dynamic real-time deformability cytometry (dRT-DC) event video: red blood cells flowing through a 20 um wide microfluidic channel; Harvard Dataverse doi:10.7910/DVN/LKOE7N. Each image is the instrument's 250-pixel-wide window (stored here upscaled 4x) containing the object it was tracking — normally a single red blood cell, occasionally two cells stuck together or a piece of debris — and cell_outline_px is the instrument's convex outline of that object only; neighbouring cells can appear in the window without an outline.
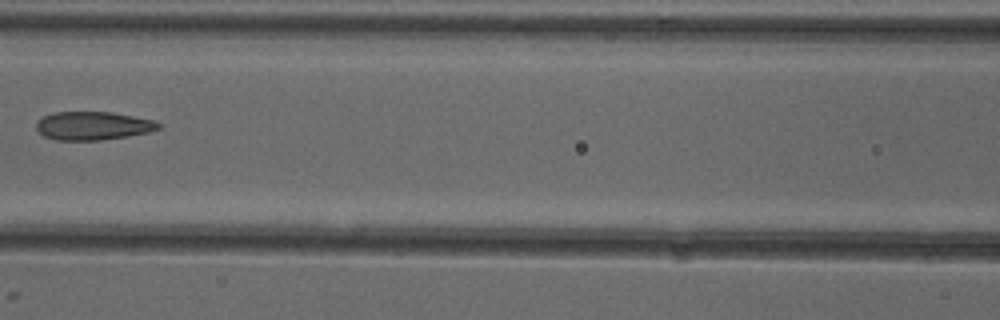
{"species": "common noctule bat (a hibernating species)", "species_latin": "Nyctalus noctula", "temperature_condition": "cold", "stored_images_in_passage": 8, "camera_frame_rate_fps": 3000, "um_per_image_px": 0.085, "animal": {"sex": "female"}, "frame": {"image": 1, "passage_image": 6, "time_ms": 6.0, "image_size_px": [1000, 320], "cell_outline_px": [[160, 128], [152, 132], [128, 136], [100, 140], [56, 140], [44, 136], [36, 128], [36, 120], [52, 112], [112, 112], [152, 120], [160, 124]], "centroid_in_image_um": [7.89, 10.69], "position_along_channel_um": 158.7, "area_um2": 20.23}}
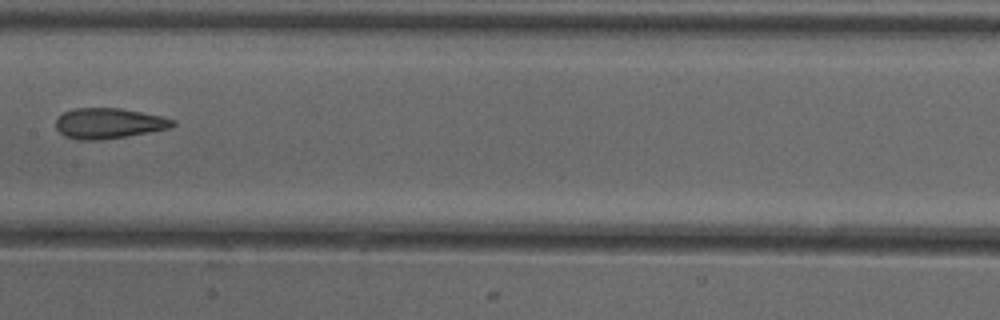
{"frame": {"image": 2, "passage_image": 7, "time_ms": 7.0, "image_size_px": [1000, 320], "cell_outline_px": [[176, 124], [168, 128], [148, 132], [100, 140], [80, 140], [64, 136], [56, 128], [56, 120], [64, 112], [76, 108], [120, 108], [160, 116], [176, 120]], "centroid_in_image_um": [9.22, 10.48], "position_along_channel_um": 198.2, "area_um2": 20.46}}
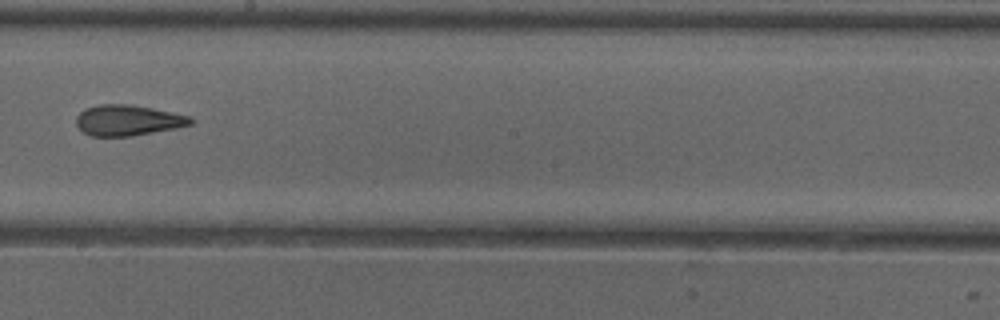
{"frame": {"image": 3, "passage_image": 8, "time_ms": 8.0, "image_size_px": [1000, 320], "cell_outline_px": [[196, 120], [192, 124], [176, 128], [132, 136], [88, 136], [76, 124], [76, 116], [84, 108], [100, 104], [132, 104], [172, 112], [188, 116]], "centroid_in_image_um": [10.86, 10.22], "position_along_channel_um": 237.3, "area_um2": 20.58}}